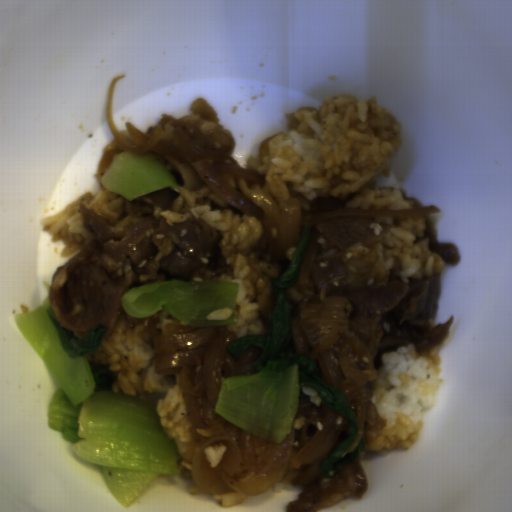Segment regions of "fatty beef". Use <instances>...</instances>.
Returning a JSON list of instances; mask_svg holds the SVG:
<instances>
[{
    "label": "fatty beef",
    "instance_id": "1",
    "mask_svg": "<svg viewBox=\"0 0 512 512\" xmlns=\"http://www.w3.org/2000/svg\"><path fill=\"white\" fill-rule=\"evenodd\" d=\"M49 303L61 326L87 331L98 323L109 326L118 299L115 286L103 268L81 261L68 272L64 285L58 288L50 285Z\"/></svg>",
    "mask_w": 512,
    "mask_h": 512
},
{
    "label": "fatty beef",
    "instance_id": "2",
    "mask_svg": "<svg viewBox=\"0 0 512 512\" xmlns=\"http://www.w3.org/2000/svg\"><path fill=\"white\" fill-rule=\"evenodd\" d=\"M348 275L349 270L339 256L316 260L312 271L317 293L326 288V296L349 300L363 316L383 315L397 305L410 288L408 282L391 280L375 288L348 290L344 287Z\"/></svg>",
    "mask_w": 512,
    "mask_h": 512
},
{
    "label": "fatty beef",
    "instance_id": "3",
    "mask_svg": "<svg viewBox=\"0 0 512 512\" xmlns=\"http://www.w3.org/2000/svg\"><path fill=\"white\" fill-rule=\"evenodd\" d=\"M367 487L361 460L347 462L333 478L321 474L312 483L302 485L298 499L286 504V512H316L348 495L362 498Z\"/></svg>",
    "mask_w": 512,
    "mask_h": 512
},
{
    "label": "fatty beef",
    "instance_id": "4",
    "mask_svg": "<svg viewBox=\"0 0 512 512\" xmlns=\"http://www.w3.org/2000/svg\"><path fill=\"white\" fill-rule=\"evenodd\" d=\"M373 216H339L318 220L315 223L334 246L347 248L352 242H362L366 247L379 243L384 236L374 234L369 225Z\"/></svg>",
    "mask_w": 512,
    "mask_h": 512
},
{
    "label": "fatty beef",
    "instance_id": "5",
    "mask_svg": "<svg viewBox=\"0 0 512 512\" xmlns=\"http://www.w3.org/2000/svg\"><path fill=\"white\" fill-rule=\"evenodd\" d=\"M158 275H165V281H193L192 274L202 267L196 259L184 257L177 247L174 252L159 260Z\"/></svg>",
    "mask_w": 512,
    "mask_h": 512
},
{
    "label": "fatty beef",
    "instance_id": "6",
    "mask_svg": "<svg viewBox=\"0 0 512 512\" xmlns=\"http://www.w3.org/2000/svg\"><path fill=\"white\" fill-rule=\"evenodd\" d=\"M361 193L353 192L349 194L345 200H342L339 196L334 197L331 194L328 197L320 196L316 202L315 209L317 214L326 212V211H336V210H346V204L349 200L353 199L357 195Z\"/></svg>",
    "mask_w": 512,
    "mask_h": 512
}]
</instances>
